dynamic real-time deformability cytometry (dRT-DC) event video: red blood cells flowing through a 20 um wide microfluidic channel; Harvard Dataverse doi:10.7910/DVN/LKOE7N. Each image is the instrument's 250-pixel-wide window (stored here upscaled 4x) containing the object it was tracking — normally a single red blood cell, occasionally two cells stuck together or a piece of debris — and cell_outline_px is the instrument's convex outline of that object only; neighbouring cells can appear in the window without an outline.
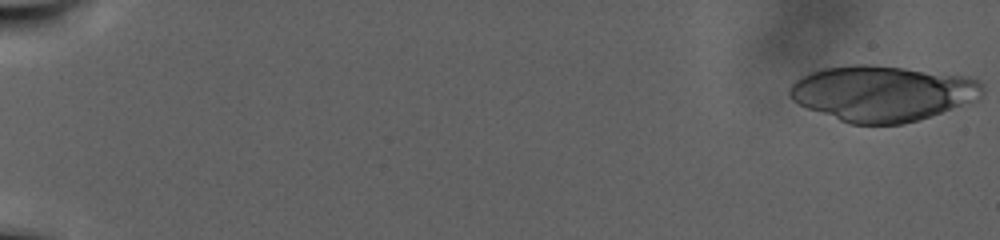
{"species": "human", "species_latin": "Homo sapiens", "temperature_condition": "warm", "stored_images_in_passage": 34, "camera_frame_rate_fps": 3000, "um_per_image_px": 0.085, "donor": {"sex": "male"}, "frame": {"image": 1, "passage_image": 1, "time_ms": 0.0, "image_size_px": [1000, 240], "cell_outline_px": [[984, 92], [960, 104], [940, 112], [904, 124], [848, 124], [808, 108], [792, 100], [788, 96], [788, 92], [792, 84], [796, 80], [808, 72], [824, 68], [852, 64], [872, 64], [968, 76], [980, 80], [984, 84]], "centroid_in_image_um": [74.93, 7.91], "position_along_channel_um": 10.1, "area_um2": 61.96}}
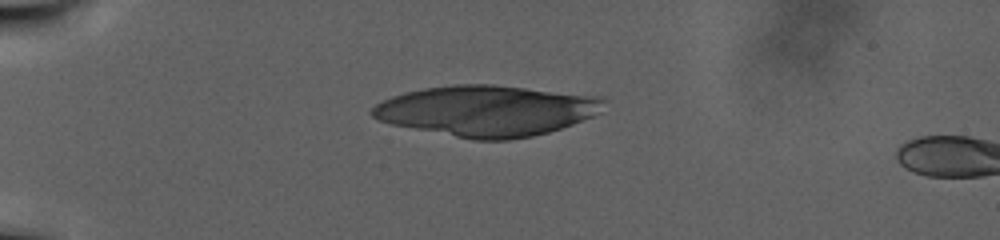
{"frame": {"image": 2, "passage_image": 28, "time_ms": 9.0, "image_size_px": [1000, 240], "cell_outline_px": [[604, 100], [600, 112], [592, 116], [572, 124], [548, 132], [532, 136], [508, 140], [476, 140], [392, 124], [380, 120], [372, 116], [372, 108], [380, 100], [404, 92], [424, 88], [452, 84], [496, 84], [604, 96]], "centroid_in_image_um": [41.39, 9.39], "position_along_channel_um": 43.6, "area_um2": 68.49}}